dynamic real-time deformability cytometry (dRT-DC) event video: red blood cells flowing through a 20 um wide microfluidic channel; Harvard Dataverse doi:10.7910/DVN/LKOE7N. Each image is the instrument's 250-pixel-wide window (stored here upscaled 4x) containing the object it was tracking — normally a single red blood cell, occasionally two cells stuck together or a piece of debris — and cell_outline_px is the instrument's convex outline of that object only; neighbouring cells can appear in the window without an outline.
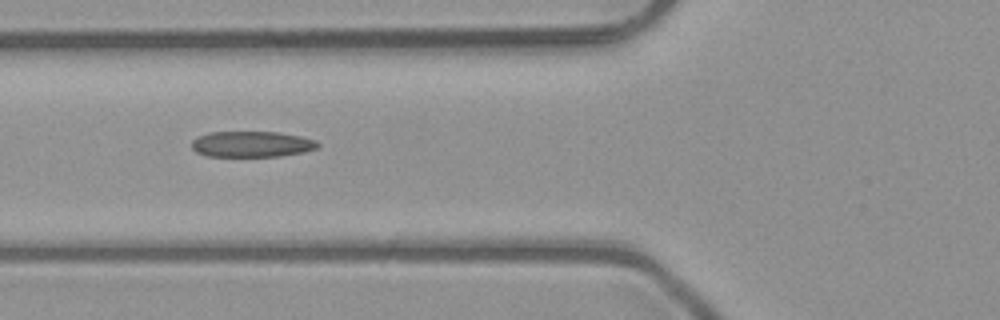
{"species": "common noctule bat (a hibernating species)", "species_latin": "Nyctalus noctula", "temperature_condition": "room temperature", "stored_images_in_passage": 6, "camera_frame_rate_fps": 3000, "um_per_image_px": 0.085, "animal": {"sex": "male", "body_mass_g": 23.1, "forearm_length_mm": 52.7}, "frame": {"image": 1, "passage_image": 6, "time_ms": 1.667, "image_size_px": [1000, 320], "cell_outline_px": [[320, 144], [316, 148], [304, 152], [280, 156], [208, 156], [196, 152], [192, 148], [192, 140], [196, 136], [208, 132], [276, 132], [300, 136], [316, 140]], "centroid_in_image_um": [21.37, 12.25], "position_along_channel_um": 104.4, "area_um2": 19.02}}